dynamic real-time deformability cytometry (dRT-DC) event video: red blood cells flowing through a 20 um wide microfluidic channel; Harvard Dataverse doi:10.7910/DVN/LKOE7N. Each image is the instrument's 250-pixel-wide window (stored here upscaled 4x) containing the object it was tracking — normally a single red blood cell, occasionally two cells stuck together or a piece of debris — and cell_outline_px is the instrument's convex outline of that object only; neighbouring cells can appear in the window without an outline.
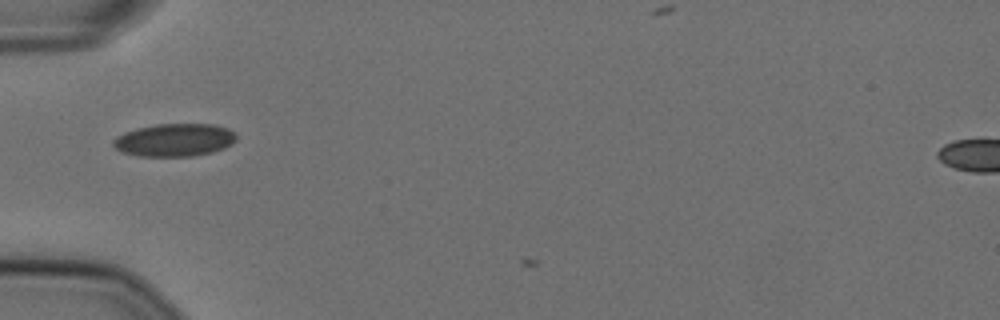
{"species": "Egyptian fruit bat (a non-hibernating species)", "species_latin": "Rousettus aegyptiacus", "temperature_condition": "cold", "stored_images_in_passage": 5, "camera_frame_rate_fps": 3000, "um_per_image_px": 0.085, "animal": {"sex": "female"}, "frame": {"image": 1, "passage_image": 4, "time_ms": 1.0, "image_size_px": [1000, 320], "cell_outline_px": [[236, 140], [232, 144], [224, 148], [212, 152], [192, 156], [140, 156], [124, 152], [116, 148], [112, 144], [112, 140], [116, 136], [124, 132], [136, 128], [156, 124], [216, 124], [228, 128], [236, 132]], "centroid_in_image_um": [14.85, 11.89], "position_along_channel_um": 70.1, "area_um2": 23.7}}